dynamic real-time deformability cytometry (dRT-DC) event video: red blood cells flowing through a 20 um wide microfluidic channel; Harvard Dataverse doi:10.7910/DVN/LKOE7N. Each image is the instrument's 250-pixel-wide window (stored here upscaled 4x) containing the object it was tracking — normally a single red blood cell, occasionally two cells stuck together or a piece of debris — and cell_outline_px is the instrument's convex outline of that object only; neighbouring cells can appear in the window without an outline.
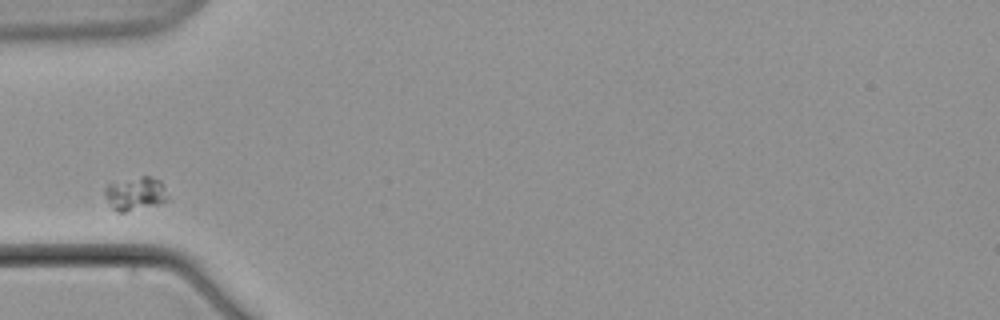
{"species": "common noctule bat (a hibernating species)", "species_latin": "Nyctalus noctula", "temperature_condition": "warm", "stored_images_in_passage": 2, "camera_frame_rate_fps": 3000, "um_per_image_px": 0.085, "animal": {"sex": "male", "body_mass_g": 21.5, "forearm_length_mm": 52.0}, "frame": {"image": 1, "passage_image": 1, "time_ms": 0.0, "image_size_px": [1000, 320], "cell_outline_px": [[168, 200], [156, 204], [124, 212], [120, 212], [112, 208], [104, 192], [104, 188], [112, 180], [140, 176], [148, 176], [160, 180], [168, 196]], "centroid_in_image_um": [11.47, 16.41], "position_along_channel_um": 73.5, "area_um2": 12.31}}